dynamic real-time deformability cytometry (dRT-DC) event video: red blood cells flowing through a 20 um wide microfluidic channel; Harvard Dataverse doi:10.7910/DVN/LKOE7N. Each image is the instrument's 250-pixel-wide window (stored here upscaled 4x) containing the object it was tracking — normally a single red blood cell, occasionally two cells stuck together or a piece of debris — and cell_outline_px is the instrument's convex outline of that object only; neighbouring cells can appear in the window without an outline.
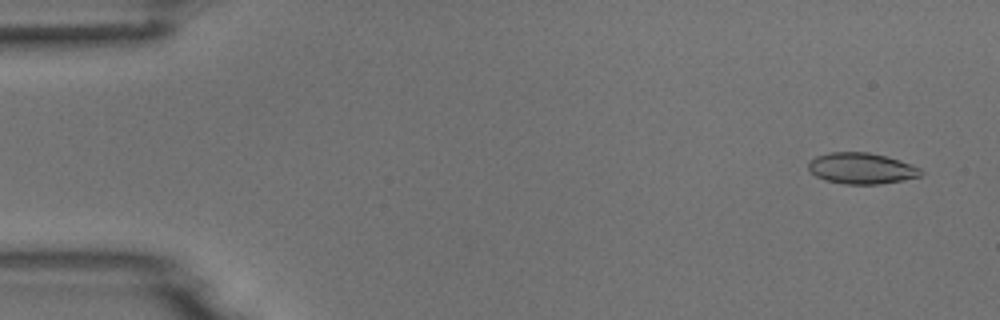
{"species": "common noctule bat (a hibernating species)", "species_latin": "Nyctalus noctula", "temperature_condition": "room temperature", "stored_images_in_passage": 53, "camera_frame_rate_fps": 3000, "um_per_image_px": 0.085, "animal": {"sex": "male", "body_mass_g": 18.8}, "frame": {"image": 1, "passage_image": 3, "time_ms": 0.667, "image_size_px": [1000, 320], "cell_outline_px": [[924, 172], [920, 176], [900, 180], [876, 184], [844, 184], [824, 180], [816, 176], [808, 168], [808, 160], [816, 156], [828, 152], [868, 152], [884, 156], [920, 168]], "centroid_in_image_um": [73.15, 14.31], "position_along_channel_um": 11.8, "area_um2": 20.11}}
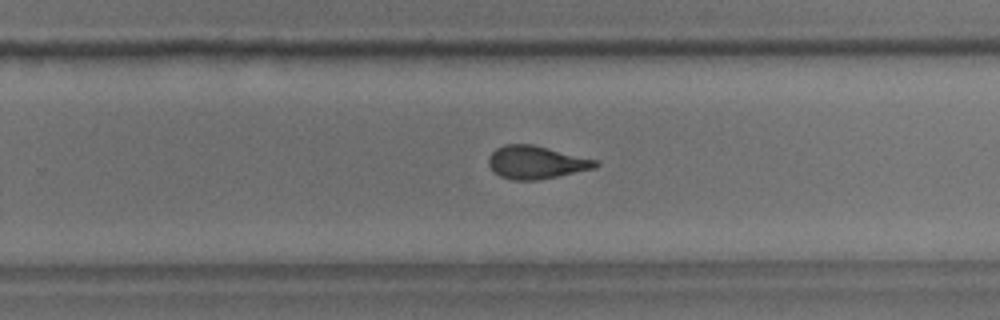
{"frame": {"image": 2, "passage_image": 34, "time_ms": 11.0, "image_size_px": [1000, 320], "cell_outline_px": [[600, 164], [596, 168], [536, 180], [512, 180], [500, 176], [488, 164], [488, 156], [496, 148], [504, 144], [532, 144], [596, 160]], "centroid_in_image_um": [45.55, 13.79], "position_along_channel_um": 284.3, "area_um2": 20.29}}
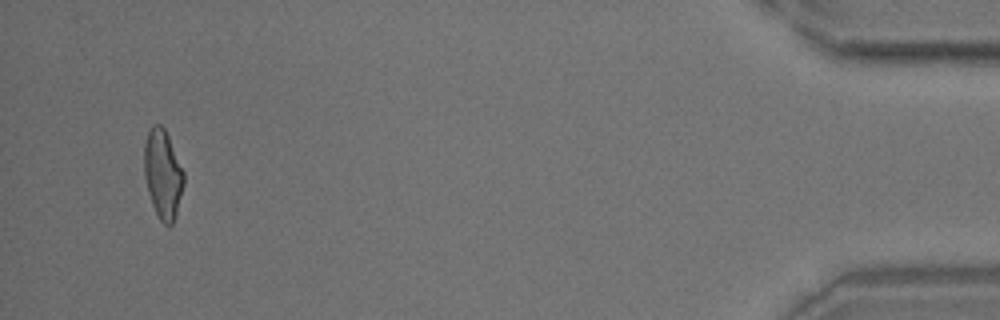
{"frame": {"image": 3, "passage_image": 51, "time_ms": 16.667, "image_size_px": [1000, 320], "cell_outline_px": [[184, 184], [176, 216], [172, 224], [168, 228], [160, 220], [152, 204], [148, 192], [144, 176], [144, 144], [148, 132], [152, 124], [160, 124], [164, 128], [168, 136], [184, 172]], "centroid_in_image_um": [13.84, 14.82], "position_along_channel_um": 421.4, "area_um2": 20.58}}